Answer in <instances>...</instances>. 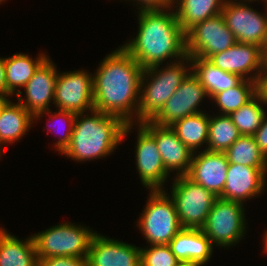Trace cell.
Instances as JSON below:
<instances>
[{"label":"cell","instance_id":"obj_17","mask_svg":"<svg viewBox=\"0 0 267 266\" xmlns=\"http://www.w3.org/2000/svg\"><path fill=\"white\" fill-rule=\"evenodd\" d=\"M223 71L255 81L264 62L262 48L256 44L236 42L230 48L211 55L207 59ZM250 74V75H249Z\"/></svg>","mask_w":267,"mask_h":266},{"label":"cell","instance_id":"obj_25","mask_svg":"<svg viewBox=\"0 0 267 266\" xmlns=\"http://www.w3.org/2000/svg\"><path fill=\"white\" fill-rule=\"evenodd\" d=\"M209 121L210 115L204 111L182 118L170 127L190 150L198 152L203 145L206 147L203 150H207Z\"/></svg>","mask_w":267,"mask_h":266},{"label":"cell","instance_id":"obj_32","mask_svg":"<svg viewBox=\"0 0 267 266\" xmlns=\"http://www.w3.org/2000/svg\"><path fill=\"white\" fill-rule=\"evenodd\" d=\"M146 247H140V266H178L180 263L168 244Z\"/></svg>","mask_w":267,"mask_h":266},{"label":"cell","instance_id":"obj_11","mask_svg":"<svg viewBox=\"0 0 267 266\" xmlns=\"http://www.w3.org/2000/svg\"><path fill=\"white\" fill-rule=\"evenodd\" d=\"M54 105L76 114L93 110V73L82 69L62 73L58 70Z\"/></svg>","mask_w":267,"mask_h":266},{"label":"cell","instance_id":"obj_6","mask_svg":"<svg viewBox=\"0 0 267 266\" xmlns=\"http://www.w3.org/2000/svg\"><path fill=\"white\" fill-rule=\"evenodd\" d=\"M166 190H150L143 213L137 220L138 229L150 245H163L183 228L176 207Z\"/></svg>","mask_w":267,"mask_h":266},{"label":"cell","instance_id":"obj_27","mask_svg":"<svg viewBox=\"0 0 267 266\" xmlns=\"http://www.w3.org/2000/svg\"><path fill=\"white\" fill-rule=\"evenodd\" d=\"M241 136L229 115H210L207 150L225 152Z\"/></svg>","mask_w":267,"mask_h":266},{"label":"cell","instance_id":"obj_5","mask_svg":"<svg viewBox=\"0 0 267 266\" xmlns=\"http://www.w3.org/2000/svg\"><path fill=\"white\" fill-rule=\"evenodd\" d=\"M93 229L81 224L63 222L33 234L37 258L66 257L87 258Z\"/></svg>","mask_w":267,"mask_h":266},{"label":"cell","instance_id":"obj_39","mask_svg":"<svg viewBox=\"0 0 267 266\" xmlns=\"http://www.w3.org/2000/svg\"><path fill=\"white\" fill-rule=\"evenodd\" d=\"M262 54H263V59L267 60V33H266L265 41L262 46Z\"/></svg>","mask_w":267,"mask_h":266},{"label":"cell","instance_id":"obj_23","mask_svg":"<svg viewBox=\"0 0 267 266\" xmlns=\"http://www.w3.org/2000/svg\"><path fill=\"white\" fill-rule=\"evenodd\" d=\"M39 53L37 58L24 53H15L5 58L6 99L17 95L33 77L39 65L49 56Z\"/></svg>","mask_w":267,"mask_h":266},{"label":"cell","instance_id":"obj_8","mask_svg":"<svg viewBox=\"0 0 267 266\" xmlns=\"http://www.w3.org/2000/svg\"><path fill=\"white\" fill-rule=\"evenodd\" d=\"M173 177L169 196L174 201L181 226L201 229L217 197L186 175Z\"/></svg>","mask_w":267,"mask_h":266},{"label":"cell","instance_id":"obj_26","mask_svg":"<svg viewBox=\"0 0 267 266\" xmlns=\"http://www.w3.org/2000/svg\"><path fill=\"white\" fill-rule=\"evenodd\" d=\"M191 61L192 70L205 87L209 99L215 93L234 87L242 80L239 75L223 71L207 59L191 58Z\"/></svg>","mask_w":267,"mask_h":266},{"label":"cell","instance_id":"obj_21","mask_svg":"<svg viewBox=\"0 0 267 266\" xmlns=\"http://www.w3.org/2000/svg\"><path fill=\"white\" fill-rule=\"evenodd\" d=\"M33 123H35L34 116L19 102L5 99L0 105V157L3 145L19 141L27 134Z\"/></svg>","mask_w":267,"mask_h":266},{"label":"cell","instance_id":"obj_9","mask_svg":"<svg viewBox=\"0 0 267 266\" xmlns=\"http://www.w3.org/2000/svg\"><path fill=\"white\" fill-rule=\"evenodd\" d=\"M251 2L253 0H225L221 14L238 43L262 48L267 33V1H263L266 13L248 5Z\"/></svg>","mask_w":267,"mask_h":266},{"label":"cell","instance_id":"obj_18","mask_svg":"<svg viewBox=\"0 0 267 266\" xmlns=\"http://www.w3.org/2000/svg\"><path fill=\"white\" fill-rule=\"evenodd\" d=\"M228 166L225 152L201 150L193 153L186 176L219 197L223 193Z\"/></svg>","mask_w":267,"mask_h":266},{"label":"cell","instance_id":"obj_41","mask_svg":"<svg viewBox=\"0 0 267 266\" xmlns=\"http://www.w3.org/2000/svg\"><path fill=\"white\" fill-rule=\"evenodd\" d=\"M5 97L3 95L0 94V105L5 101Z\"/></svg>","mask_w":267,"mask_h":266},{"label":"cell","instance_id":"obj_19","mask_svg":"<svg viewBox=\"0 0 267 266\" xmlns=\"http://www.w3.org/2000/svg\"><path fill=\"white\" fill-rule=\"evenodd\" d=\"M87 266H140V247L96 232L87 254Z\"/></svg>","mask_w":267,"mask_h":266},{"label":"cell","instance_id":"obj_42","mask_svg":"<svg viewBox=\"0 0 267 266\" xmlns=\"http://www.w3.org/2000/svg\"><path fill=\"white\" fill-rule=\"evenodd\" d=\"M254 2H256L257 0H253ZM259 1H261V0H258L257 2H259ZM263 1H267V0H262L261 2H263Z\"/></svg>","mask_w":267,"mask_h":266},{"label":"cell","instance_id":"obj_30","mask_svg":"<svg viewBox=\"0 0 267 266\" xmlns=\"http://www.w3.org/2000/svg\"><path fill=\"white\" fill-rule=\"evenodd\" d=\"M264 106L266 107L267 103L255 96L247 104L229 115L241 135L253 136L255 134L266 113Z\"/></svg>","mask_w":267,"mask_h":266},{"label":"cell","instance_id":"obj_1","mask_svg":"<svg viewBox=\"0 0 267 266\" xmlns=\"http://www.w3.org/2000/svg\"><path fill=\"white\" fill-rule=\"evenodd\" d=\"M93 74L94 109L138 123L143 68L121 46L100 62Z\"/></svg>","mask_w":267,"mask_h":266},{"label":"cell","instance_id":"obj_34","mask_svg":"<svg viewBox=\"0 0 267 266\" xmlns=\"http://www.w3.org/2000/svg\"><path fill=\"white\" fill-rule=\"evenodd\" d=\"M256 96L267 103V60H264L255 80Z\"/></svg>","mask_w":267,"mask_h":266},{"label":"cell","instance_id":"obj_29","mask_svg":"<svg viewBox=\"0 0 267 266\" xmlns=\"http://www.w3.org/2000/svg\"><path fill=\"white\" fill-rule=\"evenodd\" d=\"M229 163L250 167H267V159L261 153L253 136L241 135L226 151Z\"/></svg>","mask_w":267,"mask_h":266},{"label":"cell","instance_id":"obj_14","mask_svg":"<svg viewBox=\"0 0 267 266\" xmlns=\"http://www.w3.org/2000/svg\"><path fill=\"white\" fill-rule=\"evenodd\" d=\"M154 138L166 171L176 176L187 175L193 151L176 135L170 126H160L147 120L140 123Z\"/></svg>","mask_w":267,"mask_h":266},{"label":"cell","instance_id":"obj_7","mask_svg":"<svg viewBox=\"0 0 267 266\" xmlns=\"http://www.w3.org/2000/svg\"><path fill=\"white\" fill-rule=\"evenodd\" d=\"M245 215L243 204L217 197L201 230L213 247L229 249L244 239L248 224Z\"/></svg>","mask_w":267,"mask_h":266},{"label":"cell","instance_id":"obj_16","mask_svg":"<svg viewBox=\"0 0 267 266\" xmlns=\"http://www.w3.org/2000/svg\"><path fill=\"white\" fill-rule=\"evenodd\" d=\"M267 167H250L229 163L222 199L239 202L244 205L248 199L264 193Z\"/></svg>","mask_w":267,"mask_h":266},{"label":"cell","instance_id":"obj_31","mask_svg":"<svg viewBox=\"0 0 267 266\" xmlns=\"http://www.w3.org/2000/svg\"><path fill=\"white\" fill-rule=\"evenodd\" d=\"M57 113L54 111L52 112L51 109H49L48 111H44V112H38L34 115V121H38L40 120V118H42L44 116V114H50V117H49V120L48 121H53L52 119L56 120V122L58 121H62L61 123L63 124V122L65 123L64 125L66 126V128L64 129L65 130V133H61L60 132L58 133L61 137L55 142V145L53 144L54 149L56 148V150L62 154L65 149L70 145V142H71V136H72V131H73V125H74V121H75V117H76V113L74 112H71V111H66V110H59V109H56ZM60 119V120H59ZM54 122V121H53ZM52 122V124H53ZM49 124V123H48ZM51 124V125H52ZM50 125V126H51ZM56 125V124H55ZM61 125V124H60ZM48 126L47 130L50 128L49 125H46V127ZM59 129V128H58ZM50 131L53 130L55 131L56 130V127L55 129H52L50 128L49 129ZM58 132V130H57Z\"/></svg>","mask_w":267,"mask_h":266},{"label":"cell","instance_id":"obj_33","mask_svg":"<svg viewBox=\"0 0 267 266\" xmlns=\"http://www.w3.org/2000/svg\"><path fill=\"white\" fill-rule=\"evenodd\" d=\"M38 266H87V258L73 256L38 259Z\"/></svg>","mask_w":267,"mask_h":266},{"label":"cell","instance_id":"obj_24","mask_svg":"<svg viewBox=\"0 0 267 266\" xmlns=\"http://www.w3.org/2000/svg\"><path fill=\"white\" fill-rule=\"evenodd\" d=\"M225 0H173L177 20L186 34L202 21L221 14Z\"/></svg>","mask_w":267,"mask_h":266},{"label":"cell","instance_id":"obj_35","mask_svg":"<svg viewBox=\"0 0 267 266\" xmlns=\"http://www.w3.org/2000/svg\"><path fill=\"white\" fill-rule=\"evenodd\" d=\"M133 1L139 10L164 9L173 6V0H126Z\"/></svg>","mask_w":267,"mask_h":266},{"label":"cell","instance_id":"obj_38","mask_svg":"<svg viewBox=\"0 0 267 266\" xmlns=\"http://www.w3.org/2000/svg\"><path fill=\"white\" fill-rule=\"evenodd\" d=\"M178 266H205V264L200 262L185 261V262H180Z\"/></svg>","mask_w":267,"mask_h":266},{"label":"cell","instance_id":"obj_2","mask_svg":"<svg viewBox=\"0 0 267 266\" xmlns=\"http://www.w3.org/2000/svg\"><path fill=\"white\" fill-rule=\"evenodd\" d=\"M173 6L139 10L136 37L122 47L143 68L177 62L186 55V37ZM173 59V60H172Z\"/></svg>","mask_w":267,"mask_h":266},{"label":"cell","instance_id":"obj_28","mask_svg":"<svg viewBox=\"0 0 267 266\" xmlns=\"http://www.w3.org/2000/svg\"><path fill=\"white\" fill-rule=\"evenodd\" d=\"M255 96V81L242 79L236 86L215 93L210 100L220 109L219 114L230 115Z\"/></svg>","mask_w":267,"mask_h":266},{"label":"cell","instance_id":"obj_12","mask_svg":"<svg viewBox=\"0 0 267 266\" xmlns=\"http://www.w3.org/2000/svg\"><path fill=\"white\" fill-rule=\"evenodd\" d=\"M206 97L209 98L205 87L191 70L175 93L150 121L160 126H171L182 118L204 112L199 109V106Z\"/></svg>","mask_w":267,"mask_h":266},{"label":"cell","instance_id":"obj_37","mask_svg":"<svg viewBox=\"0 0 267 266\" xmlns=\"http://www.w3.org/2000/svg\"><path fill=\"white\" fill-rule=\"evenodd\" d=\"M0 94L6 98L5 57H0Z\"/></svg>","mask_w":267,"mask_h":266},{"label":"cell","instance_id":"obj_4","mask_svg":"<svg viewBox=\"0 0 267 266\" xmlns=\"http://www.w3.org/2000/svg\"><path fill=\"white\" fill-rule=\"evenodd\" d=\"M164 65H155L143 69L138 105V123L151 120L192 70V61L189 56ZM160 66L162 67L160 68Z\"/></svg>","mask_w":267,"mask_h":266},{"label":"cell","instance_id":"obj_36","mask_svg":"<svg viewBox=\"0 0 267 266\" xmlns=\"http://www.w3.org/2000/svg\"><path fill=\"white\" fill-rule=\"evenodd\" d=\"M261 153L267 159V113H265L261 126L253 135Z\"/></svg>","mask_w":267,"mask_h":266},{"label":"cell","instance_id":"obj_13","mask_svg":"<svg viewBox=\"0 0 267 266\" xmlns=\"http://www.w3.org/2000/svg\"><path fill=\"white\" fill-rule=\"evenodd\" d=\"M135 126L138 135L134 154L140 182L149 190H164L171 175L164 167L155 138L140 123Z\"/></svg>","mask_w":267,"mask_h":266},{"label":"cell","instance_id":"obj_15","mask_svg":"<svg viewBox=\"0 0 267 266\" xmlns=\"http://www.w3.org/2000/svg\"><path fill=\"white\" fill-rule=\"evenodd\" d=\"M57 75V66L48 56L23 87L25 99L22 97L23 92L20 91L16 95L17 101L33 116L38 112L48 111L51 106L50 103L54 104Z\"/></svg>","mask_w":267,"mask_h":266},{"label":"cell","instance_id":"obj_20","mask_svg":"<svg viewBox=\"0 0 267 266\" xmlns=\"http://www.w3.org/2000/svg\"><path fill=\"white\" fill-rule=\"evenodd\" d=\"M171 252L180 262L207 264L213 255L210 239L197 228H182L169 242Z\"/></svg>","mask_w":267,"mask_h":266},{"label":"cell","instance_id":"obj_40","mask_svg":"<svg viewBox=\"0 0 267 266\" xmlns=\"http://www.w3.org/2000/svg\"><path fill=\"white\" fill-rule=\"evenodd\" d=\"M262 241H264L263 242V244L265 245L264 246V251H265V253L267 254V230H266V232L263 234V240Z\"/></svg>","mask_w":267,"mask_h":266},{"label":"cell","instance_id":"obj_3","mask_svg":"<svg viewBox=\"0 0 267 266\" xmlns=\"http://www.w3.org/2000/svg\"><path fill=\"white\" fill-rule=\"evenodd\" d=\"M90 113V114H88ZM135 123L98 110L79 113L75 117L70 145L61 155L76 162L102 159L124 142Z\"/></svg>","mask_w":267,"mask_h":266},{"label":"cell","instance_id":"obj_10","mask_svg":"<svg viewBox=\"0 0 267 266\" xmlns=\"http://www.w3.org/2000/svg\"><path fill=\"white\" fill-rule=\"evenodd\" d=\"M186 55L190 58L208 59L237 41L228 29L222 14L196 24L186 34Z\"/></svg>","mask_w":267,"mask_h":266},{"label":"cell","instance_id":"obj_22","mask_svg":"<svg viewBox=\"0 0 267 266\" xmlns=\"http://www.w3.org/2000/svg\"><path fill=\"white\" fill-rule=\"evenodd\" d=\"M0 266H38L32 234L24 240L0 228Z\"/></svg>","mask_w":267,"mask_h":266}]
</instances>
